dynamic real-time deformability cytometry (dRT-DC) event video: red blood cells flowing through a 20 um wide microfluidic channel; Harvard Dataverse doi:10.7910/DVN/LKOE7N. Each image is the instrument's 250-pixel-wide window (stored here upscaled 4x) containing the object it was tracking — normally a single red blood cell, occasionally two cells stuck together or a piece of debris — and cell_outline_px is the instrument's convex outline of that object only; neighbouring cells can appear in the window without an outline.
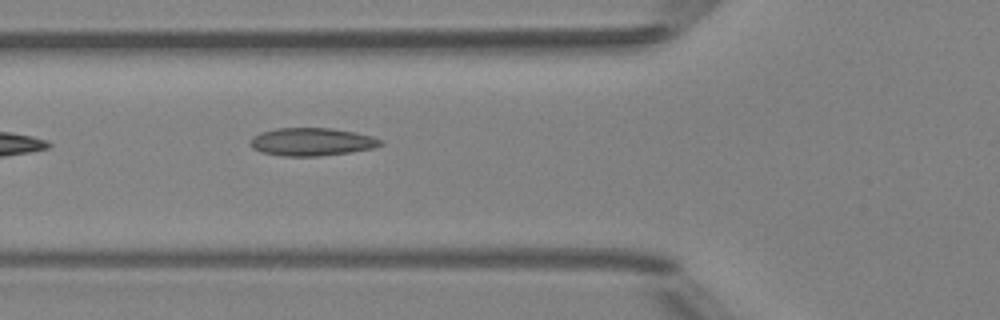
{"species": "Egyptian fruit bat (a non-hibernating species)", "species_latin": "Rousettus aegyptiacus", "temperature_condition": "room temperature", "stored_images_in_passage": 6, "camera_frame_rate_fps": 3000, "um_per_image_px": 0.085, "animal": {"sex": "female"}, "frame": {"image": 1, "passage_image": 6, "time_ms": 5.667, "image_size_px": [1000, 320], "cell_outline_px": [[384, 144], [372, 148], [348, 152], [320, 156], [280, 156], [260, 152], [252, 148], [248, 144], [248, 140], [252, 136], [260, 132], [276, 128], [332, 128], [372, 136], [380, 140]], "centroid_in_image_um": [26.4, 12.05], "position_along_channel_um": 99.4, "area_um2": 21.27}}